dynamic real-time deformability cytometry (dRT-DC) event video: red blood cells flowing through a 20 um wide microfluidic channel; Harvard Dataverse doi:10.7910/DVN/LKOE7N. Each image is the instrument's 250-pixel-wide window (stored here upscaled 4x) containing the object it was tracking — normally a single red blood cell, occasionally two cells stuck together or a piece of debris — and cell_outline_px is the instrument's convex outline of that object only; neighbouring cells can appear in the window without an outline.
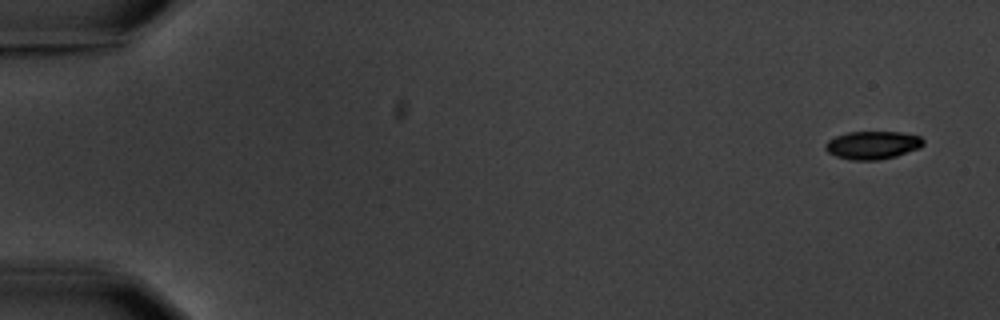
{"species": "common noctule bat (a hibernating species)", "species_latin": "Nyctalus noctula", "temperature_condition": "warm", "stored_images_in_passage": 7, "camera_frame_rate_fps": 3000, "um_per_image_px": 0.085, "animal": {"sex": "male", "body_mass_g": 20.1, "forearm_length_mm": 53.5}, "frame": {"image": 1, "passage_image": 1, "time_ms": 0.0, "image_size_px": [1000, 320], "cell_outline_px": [[924, 144], [920, 148], [896, 156], [876, 160], [852, 160], [836, 156], [828, 152], [824, 148], [824, 144], [828, 140], [836, 136], [848, 132], [900, 132], [920, 136], [924, 140]], "centroid_in_image_um": [74.17, 12.33], "position_along_channel_um": 10.8, "area_um2": 16.01}}
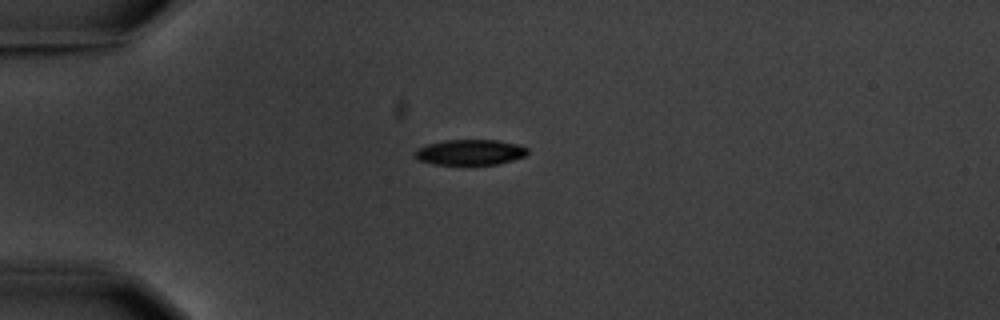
{"frame": {"image": 2, "passage_image": 4, "time_ms": 4.333, "image_size_px": [1000, 320], "cell_outline_px": [[528, 152], [524, 156], [500, 164], [432, 164], [416, 160], [416, 148], [428, 144], [444, 140], [496, 140], [520, 144], [528, 148]], "centroid_in_image_um": [39.96, 12.93], "position_along_channel_um": 45.0, "area_um2": 16.76}}